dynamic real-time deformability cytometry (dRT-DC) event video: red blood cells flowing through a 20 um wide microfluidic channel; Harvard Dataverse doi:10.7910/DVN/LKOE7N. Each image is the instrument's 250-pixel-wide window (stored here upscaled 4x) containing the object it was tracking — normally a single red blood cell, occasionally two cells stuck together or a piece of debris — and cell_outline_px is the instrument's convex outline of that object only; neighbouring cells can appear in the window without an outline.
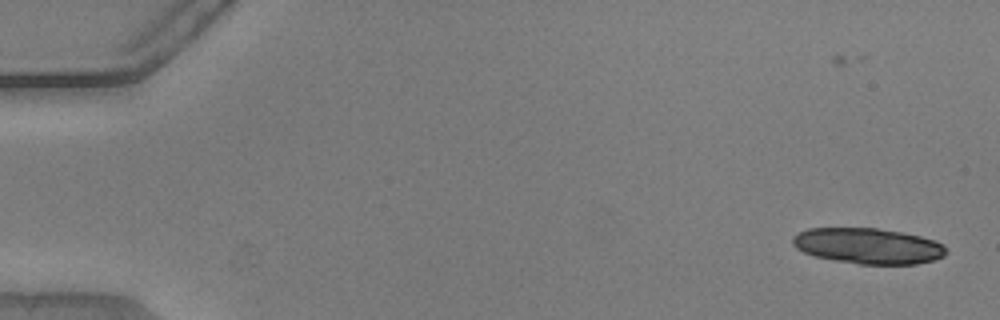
{"species": "common noctule bat (a hibernating species)", "species_latin": "Nyctalus noctula", "temperature_condition": "warm", "stored_images_in_passage": 29, "camera_frame_rate_fps": 3000, "um_per_image_px": 0.085, "animal": {"sex": "male", "body_mass_g": 20.5, "forearm_length_mm": 52.5}, "frame": {"image": 1, "passage_image": 1, "time_ms": 0.0, "image_size_px": [1000, 320], "cell_outline_px": [[948, 252], [944, 256], [936, 260], [916, 264], [860, 264], [836, 260], [816, 256], [804, 252], [796, 248], [792, 244], [792, 236], [808, 228], [876, 228], [900, 232], [920, 236], [944, 244]], "centroid_in_image_um": [73.81, 20.9], "position_along_channel_um": 11.2, "area_um2": 31.91}}
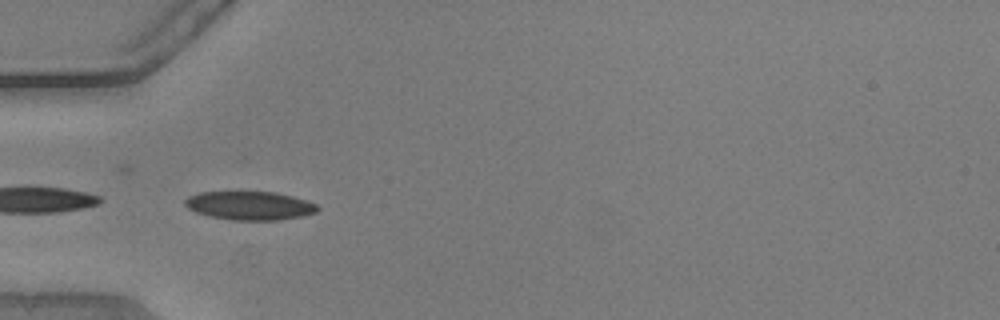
{"frame": {"image": 2, "passage_image": 17, "time_ms": 5.333, "image_size_px": [1000, 320], "cell_outline_px": [[320, 208], [316, 212], [300, 216], [280, 220], [232, 220], [212, 216], [196, 212], [188, 208], [184, 204], [184, 200], [188, 196], [200, 192], [276, 192], [292, 196], [316, 204]], "centroid_in_image_um": [21.21, 17.47], "position_along_channel_um": 63.8, "area_um2": 21.91}}
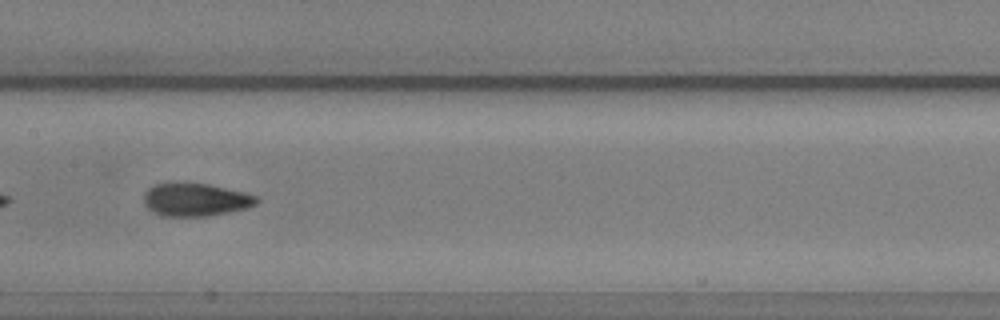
{"frame": {"image": 3, "passage_image": 27, "time_ms": 8.667, "image_size_px": [1000, 320], "cell_outline_px": [[260, 200], [256, 204], [248, 208], [228, 212], [204, 216], [160, 216], [148, 208], [144, 204], [144, 192], [148, 188], [156, 184], [176, 180], [208, 184], [244, 192], [256, 196]], "centroid_in_image_um": [16.58, 16.94], "position_along_channel_um": 190.8, "area_um2": 22.14}}